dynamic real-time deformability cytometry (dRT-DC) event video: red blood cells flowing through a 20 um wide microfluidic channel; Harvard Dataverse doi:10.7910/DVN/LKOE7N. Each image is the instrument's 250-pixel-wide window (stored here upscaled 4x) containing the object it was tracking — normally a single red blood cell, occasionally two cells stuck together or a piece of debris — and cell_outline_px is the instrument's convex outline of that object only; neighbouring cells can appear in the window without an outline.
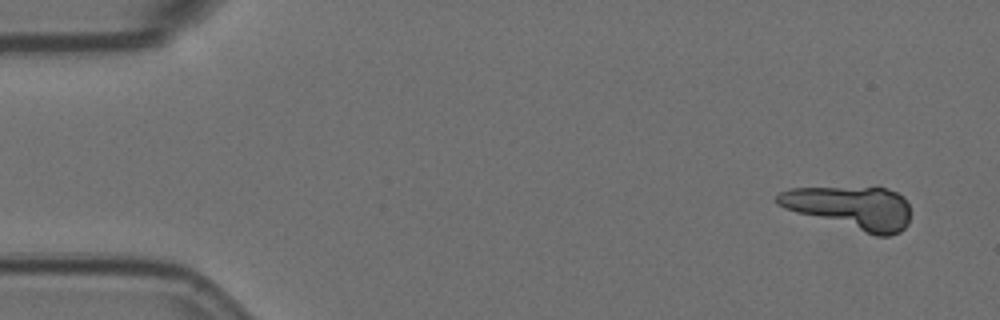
{"species": "Egyptian fruit bat (a non-hibernating species)", "species_latin": "Rousettus aegyptiacus", "temperature_condition": "room temperature", "stored_images_in_passage": 3, "camera_frame_rate_fps": 3000, "um_per_image_px": 0.085, "animal": {"sex": "female"}, "frame": {"image": 1, "passage_image": 3, "time_ms": 0.667, "image_size_px": [1000, 320], "cell_outline_px": [[912, 212], [908, 224], [900, 232], [888, 236], [876, 236], [796, 212], [784, 208], [776, 204], [776, 196], [780, 192], [788, 188], [876, 184], [896, 192], [904, 196]], "centroid_in_image_um": [72.35, 17.59], "position_along_channel_um": 12.6, "area_um2": 34.8}}